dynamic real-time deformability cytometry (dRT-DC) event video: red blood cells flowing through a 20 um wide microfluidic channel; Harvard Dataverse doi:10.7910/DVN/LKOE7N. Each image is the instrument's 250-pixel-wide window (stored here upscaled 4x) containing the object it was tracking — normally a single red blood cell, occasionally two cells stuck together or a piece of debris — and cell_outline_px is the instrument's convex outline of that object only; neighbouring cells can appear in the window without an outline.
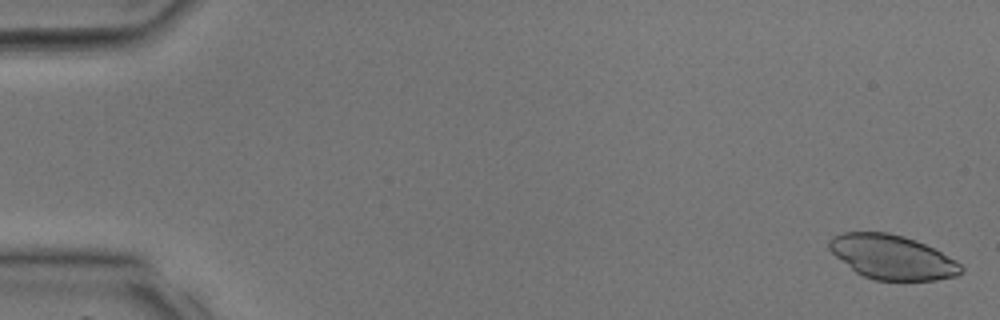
{"species": "common noctule bat (a hibernating species)", "species_latin": "Nyctalus noctula", "temperature_condition": "room temperature", "stored_images_in_passage": 12, "camera_frame_rate_fps": 3000, "um_per_image_px": 0.085, "animal": {"sex": "male", "body_mass_g": 17.9, "forearm_length_mm": 54.2}, "frame": {"image": 1, "passage_image": 1, "time_ms": 0.0, "image_size_px": [1000, 320], "cell_outline_px": [[964, 272], [956, 276], [936, 280], [876, 280], [864, 276], [856, 272], [836, 256], [828, 248], [828, 240], [832, 236], [844, 232], [888, 232], [904, 236], [924, 244], [956, 260], [964, 268]], "centroid_in_image_um": [75.83, 21.85], "position_along_channel_um": 9.2, "area_um2": 33.87}}